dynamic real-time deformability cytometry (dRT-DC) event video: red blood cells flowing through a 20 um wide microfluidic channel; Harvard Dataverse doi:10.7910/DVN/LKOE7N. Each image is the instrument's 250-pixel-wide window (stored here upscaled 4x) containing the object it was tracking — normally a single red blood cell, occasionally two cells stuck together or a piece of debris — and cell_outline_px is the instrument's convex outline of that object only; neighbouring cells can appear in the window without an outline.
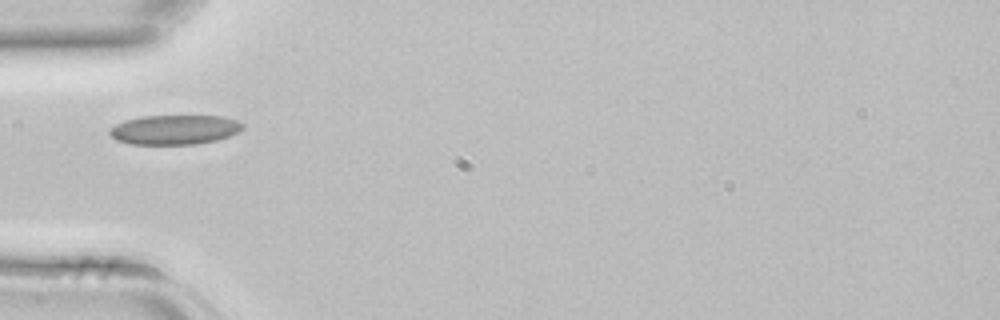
{"species": "common noctule bat (a hibernating species)", "species_latin": "Nyctalus noctula", "temperature_condition": "room temperature", "stored_images_in_passage": 3, "camera_frame_rate_fps": 3000, "um_per_image_px": 0.085, "animal": {"sex": "female", "body_mass_g": 22.7, "forearm_length_mm": 54.2}, "frame": {"image": 1, "passage_image": 3, "time_ms": 0.667, "image_size_px": [1000, 320], "cell_outline_px": [[244, 128], [228, 136], [216, 140], [196, 144], [132, 144], [116, 140], [108, 132], [108, 128], [124, 120], [140, 116], [224, 116], [236, 120], [244, 124]], "centroid_in_image_um": [14.81, 11.01], "position_along_channel_um": 70.2, "area_um2": 22.95}}